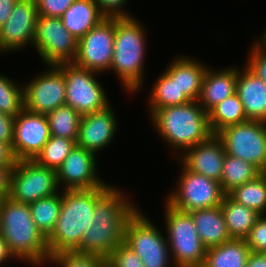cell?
<instances>
[{
  "mask_svg": "<svg viewBox=\"0 0 266 267\" xmlns=\"http://www.w3.org/2000/svg\"><path fill=\"white\" fill-rule=\"evenodd\" d=\"M123 196L113 187L96 203L92 224L84 231L76 252L107 259L124 243L126 224L138 209Z\"/></svg>",
  "mask_w": 266,
  "mask_h": 267,
  "instance_id": "6da1fadb",
  "label": "cell"
},
{
  "mask_svg": "<svg viewBox=\"0 0 266 267\" xmlns=\"http://www.w3.org/2000/svg\"><path fill=\"white\" fill-rule=\"evenodd\" d=\"M111 188L109 185L89 190L65 189L55 230L47 238L50 256L79 248L84 231L92 224L96 203Z\"/></svg>",
  "mask_w": 266,
  "mask_h": 267,
  "instance_id": "7a4b0ae2",
  "label": "cell"
},
{
  "mask_svg": "<svg viewBox=\"0 0 266 267\" xmlns=\"http://www.w3.org/2000/svg\"><path fill=\"white\" fill-rule=\"evenodd\" d=\"M0 233L16 258L38 265L49 261L47 239L37 229L29 204L6 197L0 203Z\"/></svg>",
  "mask_w": 266,
  "mask_h": 267,
  "instance_id": "3957f363",
  "label": "cell"
},
{
  "mask_svg": "<svg viewBox=\"0 0 266 267\" xmlns=\"http://www.w3.org/2000/svg\"><path fill=\"white\" fill-rule=\"evenodd\" d=\"M198 103L190 101L150 110L156 130L170 146L186 151L213 135L208 113Z\"/></svg>",
  "mask_w": 266,
  "mask_h": 267,
  "instance_id": "277c9868",
  "label": "cell"
},
{
  "mask_svg": "<svg viewBox=\"0 0 266 267\" xmlns=\"http://www.w3.org/2000/svg\"><path fill=\"white\" fill-rule=\"evenodd\" d=\"M144 31L132 16L115 17L114 51L110 69L116 71L127 91L136 92L141 87L145 54Z\"/></svg>",
  "mask_w": 266,
  "mask_h": 267,
  "instance_id": "5b68a950",
  "label": "cell"
},
{
  "mask_svg": "<svg viewBox=\"0 0 266 267\" xmlns=\"http://www.w3.org/2000/svg\"><path fill=\"white\" fill-rule=\"evenodd\" d=\"M166 228L169 250L176 267H202L207 248L198 236L190 212L180 211L166 201Z\"/></svg>",
  "mask_w": 266,
  "mask_h": 267,
  "instance_id": "8992f818",
  "label": "cell"
},
{
  "mask_svg": "<svg viewBox=\"0 0 266 267\" xmlns=\"http://www.w3.org/2000/svg\"><path fill=\"white\" fill-rule=\"evenodd\" d=\"M56 170L41 166L34 160H19L11 169L9 198L30 204L57 194Z\"/></svg>",
  "mask_w": 266,
  "mask_h": 267,
  "instance_id": "52a82bcc",
  "label": "cell"
},
{
  "mask_svg": "<svg viewBox=\"0 0 266 267\" xmlns=\"http://www.w3.org/2000/svg\"><path fill=\"white\" fill-rule=\"evenodd\" d=\"M225 152L254 164L261 172L266 168V122L248 120L227 126L217 133Z\"/></svg>",
  "mask_w": 266,
  "mask_h": 267,
  "instance_id": "ba28073f",
  "label": "cell"
},
{
  "mask_svg": "<svg viewBox=\"0 0 266 267\" xmlns=\"http://www.w3.org/2000/svg\"><path fill=\"white\" fill-rule=\"evenodd\" d=\"M139 209L128 220L124 243L139 256L144 267H167L169 244L162 233Z\"/></svg>",
  "mask_w": 266,
  "mask_h": 267,
  "instance_id": "9c48e42d",
  "label": "cell"
},
{
  "mask_svg": "<svg viewBox=\"0 0 266 267\" xmlns=\"http://www.w3.org/2000/svg\"><path fill=\"white\" fill-rule=\"evenodd\" d=\"M56 66L65 76V105L75 109L81 115L101 111L109 106L101 84L93 77L97 72L81 68L74 63Z\"/></svg>",
  "mask_w": 266,
  "mask_h": 267,
  "instance_id": "30bf717a",
  "label": "cell"
},
{
  "mask_svg": "<svg viewBox=\"0 0 266 267\" xmlns=\"http://www.w3.org/2000/svg\"><path fill=\"white\" fill-rule=\"evenodd\" d=\"M33 45L49 67L73 63L78 41L63 26L61 18L38 15Z\"/></svg>",
  "mask_w": 266,
  "mask_h": 267,
  "instance_id": "8fae6325",
  "label": "cell"
},
{
  "mask_svg": "<svg viewBox=\"0 0 266 267\" xmlns=\"http://www.w3.org/2000/svg\"><path fill=\"white\" fill-rule=\"evenodd\" d=\"M182 169L179 189L167 198L171 206L185 212L221 206L226 194L220 182L190 171L184 165Z\"/></svg>",
  "mask_w": 266,
  "mask_h": 267,
  "instance_id": "7c38bea8",
  "label": "cell"
},
{
  "mask_svg": "<svg viewBox=\"0 0 266 267\" xmlns=\"http://www.w3.org/2000/svg\"><path fill=\"white\" fill-rule=\"evenodd\" d=\"M115 17H106L78 40L74 64L94 72L109 70L113 61Z\"/></svg>",
  "mask_w": 266,
  "mask_h": 267,
  "instance_id": "4fadbf2b",
  "label": "cell"
},
{
  "mask_svg": "<svg viewBox=\"0 0 266 267\" xmlns=\"http://www.w3.org/2000/svg\"><path fill=\"white\" fill-rule=\"evenodd\" d=\"M41 74L24 86V108L32 113L47 115L65 105V76L56 65Z\"/></svg>",
  "mask_w": 266,
  "mask_h": 267,
  "instance_id": "5bb4252c",
  "label": "cell"
},
{
  "mask_svg": "<svg viewBox=\"0 0 266 267\" xmlns=\"http://www.w3.org/2000/svg\"><path fill=\"white\" fill-rule=\"evenodd\" d=\"M50 136L47 116L32 113L24 108L14 120L11 147L16 160H33Z\"/></svg>",
  "mask_w": 266,
  "mask_h": 267,
  "instance_id": "9a60e30c",
  "label": "cell"
},
{
  "mask_svg": "<svg viewBox=\"0 0 266 267\" xmlns=\"http://www.w3.org/2000/svg\"><path fill=\"white\" fill-rule=\"evenodd\" d=\"M38 9L35 0H18L9 19L0 28V51L21 49L33 44Z\"/></svg>",
  "mask_w": 266,
  "mask_h": 267,
  "instance_id": "2e32d148",
  "label": "cell"
},
{
  "mask_svg": "<svg viewBox=\"0 0 266 267\" xmlns=\"http://www.w3.org/2000/svg\"><path fill=\"white\" fill-rule=\"evenodd\" d=\"M95 154L75 145L70 154L57 169L58 186L63 181L66 190H89L108 187L96 174Z\"/></svg>",
  "mask_w": 266,
  "mask_h": 267,
  "instance_id": "e0dca14e",
  "label": "cell"
},
{
  "mask_svg": "<svg viewBox=\"0 0 266 267\" xmlns=\"http://www.w3.org/2000/svg\"><path fill=\"white\" fill-rule=\"evenodd\" d=\"M184 153L185 155L180 158L188 170L220 182L226 152L217 134H213L208 140L187 149Z\"/></svg>",
  "mask_w": 266,
  "mask_h": 267,
  "instance_id": "ac0fdd59",
  "label": "cell"
},
{
  "mask_svg": "<svg viewBox=\"0 0 266 267\" xmlns=\"http://www.w3.org/2000/svg\"><path fill=\"white\" fill-rule=\"evenodd\" d=\"M116 124L110 105L101 111L82 115L76 145L95 154L113 139Z\"/></svg>",
  "mask_w": 266,
  "mask_h": 267,
  "instance_id": "d6986e66",
  "label": "cell"
},
{
  "mask_svg": "<svg viewBox=\"0 0 266 267\" xmlns=\"http://www.w3.org/2000/svg\"><path fill=\"white\" fill-rule=\"evenodd\" d=\"M237 73L236 93L247 119L266 122V83L247 66Z\"/></svg>",
  "mask_w": 266,
  "mask_h": 267,
  "instance_id": "ffe728a7",
  "label": "cell"
},
{
  "mask_svg": "<svg viewBox=\"0 0 266 267\" xmlns=\"http://www.w3.org/2000/svg\"><path fill=\"white\" fill-rule=\"evenodd\" d=\"M237 73L238 70L234 68L214 72L207 67L198 100L199 105L207 113L224 99L236 93Z\"/></svg>",
  "mask_w": 266,
  "mask_h": 267,
  "instance_id": "44dd1931",
  "label": "cell"
},
{
  "mask_svg": "<svg viewBox=\"0 0 266 267\" xmlns=\"http://www.w3.org/2000/svg\"><path fill=\"white\" fill-rule=\"evenodd\" d=\"M190 214L198 236L207 249L231 240L221 206L194 210Z\"/></svg>",
  "mask_w": 266,
  "mask_h": 267,
  "instance_id": "7402d4cb",
  "label": "cell"
},
{
  "mask_svg": "<svg viewBox=\"0 0 266 267\" xmlns=\"http://www.w3.org/2000/svg\"><path fill=\"white\" fill-rule=\"evenodd\" d=\"M60 18L63 26L78 41L106 16L94 0H75Z\"/></svg>",
  "mask_w": 266,
  "mask_h": 267,
  "instance_id": "603a6c76",
  "label": "cell"
},
{
  "mask_svg": "<svg viewBox=\"0 0 266 267\" xmlns=\"http://www.w3.org/2000/svg\"><path fill=\"white\" fill-rule=\"evenodd\" d=\"M189 58H178L168 66L165 73L176 81L180 90L191 101H198L207 67Z\"/></svg>",
  "mask_w": 266,
  "mask_h": 267,
  "instance_id": "cb8c5ba5",
  "label": "cell"
},
{
  "mask_svg": "<svg viewBox=\"0 0 266 267\" xmlns=\"http://www.w3.org/2000/svg\"><path fill=\"white\" fill-rule=\"evenodd\" d=\"M250 253L245 239H231L208 248L202 267H246Z\"/></svg>",
  "mask_w": 266,
  "mask_h": 267,
  "instance_id": "d4e9b609",
  "label": "cell"
},
{
  "mask_svg": "<svg viewBox=\"0 0 266 267\" xmlns=\"http://www.w3.org/2000/svg\"><path fill=\"white\" fill-rule=\"evenodd\" d=\"M221 210L231 239H245L261 216L255 210L234 201L228 194L223 198Z\"/></svg>",
  "mask_w": 266,
  "mask_h": 267,
  "instance_id": "484cf974",
  "label": "cell"
},
{
  "mask_svg": "<svg viewBox=\"0 0 266 267\" xmlns=\"http://www.w3.org/2000/svg\"><path fill=\"white\" fill-rule=\"evenodd\" d=\"M211 131L217 134L227 126L248 121L237 93L227 97L208 112Z\"/></svg>",
  "mask_w": 266,
  "mask_h": 267,
  "instance_id": "4316f807",
  "label": "cell"
},
{
  "mask_svg": "<svg viewBox=\"0 0 266 267\" xmlns=\"http://www.w3.org/2000/svg\"><path fill=\"white\" fill-rule=\"evenodd\" d=\"M261 173L254 164L226 154L220 180L222 191L228 194L235 187L255 179Z\"/></svg>",
  "mask_w": 266,
  "mask_h": 267,
  "instance_id": "83f0119b",
  "label": "cell"
},
{
  "mask_svg": "<svg viewBox=\"0 0 266 267\" xmlns=\"http://www.w3.org/2000/svg\"><path fill=\"white\" fill-rule=\"evenodd\" d=\"M62 202V194H54L29 204L37 229L47 239L55 230Z\"/></svg>",
  "mask_w": 266,
  "mask_h": 267,
  "instance_id": "f1b7e54d",
  "label": "cell"
},
{
  "mask_svg": "<svg viewBox=\"0 0 266 267\" xmlns=\"http://www.w3.org/2000/svg\"><path fill=\"white\" fill-rule=\"evenodd\" d=\"M228 195L236 202L255 210L260 215L266 212V173L235 187Z\"/></svg>",
  "mask_w": 266,
  "mask_h": 267,
  "instance_id": "f546056e",
  "label": "cell"
},
{
  "mask_svg": "<svg viewBox=\"0 0 266 267\" xmlns=\"http://www.w3.org/2000/svg\"><path fill=\"white\" fill-rule=\"evenodd\" d=\"M50 134L77 141L82 115L70 106L57 107L47 115Z\"/></svg>",
  "mask_w": 266,
  "mask_h": 267,
  "instance_id": "4dcf8cb0",
  "label": "cell"
},
{
  "mask_svg": "<svg viewBox=\"0 0 266 267\" xmlns=\"http://www.w3.org/2000/svg\"><path fill=\"white\" fill-rule=\"evenodd\" d=\"M191 100L180 90L176 81H173L165 72L154 85L150 96L151 110H158L174 105H182Z\"/></svg>",
  "mask_w": 266,
  "mask_h": 267,
  "instance_id": "1f68e13d",
  "label": "cell"
},
{
  "mask_svg": "<svg viewBox=\"0 0 266 267\" xmlns=\"http://www.w3.org/2000/svg\"><path fill=\"white\" fill-rule=\"evenodd\" d=\"M75 145L76 142L72 139L51 135L33 160L41 166L57 171Z\"/></svg>",
  "mask_w": 266,
  "mask_h": 267,
  "instance_id": "d6a6232c",
  "label": "cell"
},
{
  "mask_svg": "<svg viewBox=\"0 0 266 267\" xmlns=\"http://www.w3.org/2000/svg\"><path fill=\"white\" fill-rule=\"evenodd\" d=\"M24 109V87L0 75V112L16 117Z\"/></svg>",
  "mask_w": 266,
  "mask_h": 267,
  "instance_id": "836d02e7",
  "label": "cell"
},
{
  "mask_svg": "<svg viewBox=\"0 0 266 267\" xmlns=\"http://www.w3.org/2000/svg\"><path fill=\"white\" fill-rule=\"evenodd\" d=\"M50 261L61 267H104L106 259L97 254L63 251L50 256Z\"/></svg>",
  "mask_w": 266,
  "mask_h": 267,
  "instance_id": "e575fe53",
  "label": "cell"
},
{
  "mask_svg": "<svg viewBox=\"0 0 266 267\" xmlns=\"http://www.w3.org/2000/svg\"><path fill=\"white\" fill-rule=\"evenodd\" d=\"M108 267H144L139 256L125 243L120 244L106 259Z\"/></svg>",
  "mask_w": 266,
  "mask_h": 267,
  "instance_id": "d590c367",
  "label": "cell"
},
{
  "mask_svg": "<svg viewBox=\"0 0 266 267\" xmlns=\"http://www.w3.org/2000/svg\"><path fill=\"white\" fill-rule=\"evenodd\" d=\"M252 252L266 253V217L261 215L245 238Z\"/></svg>",
  "mask_w": 266,
  "mask_h": 267,
  "instance_id": "8d00e7d4",
  "label": "cell"
},
{
  "mask_svg": "<svg viewBox=\"0 0 266 267\" xmlns=\"http://www.w3.org/2000/svg\"><path fill=\"white\" fill-rule=\"evenodd\" d=\"M38 15L60 18L75 0H35Z\"/></svg>",
  "mask_w": 266,
  "mask_h": 267,
  "instance_id": "74e56055",
  "label": "cell"
},
{
  "mask_svg": "<svg viewBox=\"0 0 266 267\" xmlns=\"http://www.w3.org/2000/svg\"><path fill=\"white\" fill-rule=\"evenodd\" d=\"M247 67L266 83V52L252 48Z\"/></svg>",
  "mask_w": 266,
  "mask_h": 267,
  "instance_id": "f35d334b",
  "label": "cell"
},
{
  "mask_svg": "<svg viewBox=\"0 0 266 267\" xmlns=\"http://www.w3.org/2000/svg\"><path fill=\"white\" fill-rule=\"evenodd\" d=\"M94 2L106 17H130L123 9H120L127 0H94Z\"/></svg>",
  "mask_w": 266,
  "mask_h": 267,
  "instance_id": "ab89813d",
  "label": "cell"
},
{
  "mask_svg": "<svg viewBox=\"0 0 266 267\" xmlns=\"http://www.w3.org/2000/svg\"><path fill=\"white\" fill-rule=\"evenodd\" d=\"M15 117L0 112V141L12 145Z\"/></svg>",
  "mask_w": 266,
  "mask_h": 267,
  "instance_id": "60d3db41",
  "label": "cell"
},
{
  "mask_svg": "<svg viewBox=\"0 0 266 267\" xmlns=\"http://www.w3.org/2000/svg\"><path fill=\"white\" fill-rule=\"evenodd\" d=\"M15 165H0V203L9 197V183L11 169Z\"/></svg>",
  "mask_w": 266,
  "mask_h": 267,
  "instance_id": "b9f144b4",
  "label": "cell"
},
{
  "mask_svg": "<svg viewBox=\"0 0 266 267\" xmlns=\"http://www.w3.org/2000/svg\"><path fill=\"white\" fill-rule=\"evenodd\" d=\"M16 161L11 145L0 141V165H15Z\"/></svg>",
  "mask_w": 266,
  "mask_h": 267,
  "instance_id": "7bdbcfd3",
  "label": "cell"
},
{
  "mask_svg": "<svg viewBox=\"0 0 266 267\" xmlns=\"http://www.w3.org/2000/svg\"><path fill=\"white\" fill-rule=\"evenodd\" d=\"M18 0H0V28L9 19Z\"/></svg>",
  "mask_w": 266,
  "mask_h": 267,
  "instance_id": "ee69618b",
  "label": "cell"
},
{
  "mask_svg": "<svg viewBox=\"0 0 266 267\" xmlns=\"http://www.w3.org/2000/svg\"><path fill=\"white\" fill-rule=\"evenodd\" d=\"M246 267H266V253L251 251Z\"/></svg>",
  "mask_w": 266,
  "mask_h": 267,
  "instance_id": "f6af8a7d",
  "label": "cell"
},
{
  "mask_svg": "<svg viewBox=\"0 0 266 267\" xmlns=\"http://www.w3.org/2000/svg\"><path fill=\"white\" fill-rule=\"evenodd\" d=\"M12 257L15 258V256L11 253L4 237L0 233V263H3V261Z\"/></svg>",
  "mask_w": 266,
  "mask_h": 267,
  "instance_id": "bcb514c9",
  "label": "cell"
},
{
  "mask_svg": "<svg viewBox=\"0 0 266 267\" xmlns=\"http://www.w3.org/2000/svg\"><path fill=\"white\" fill-rule=\"evenodd\" d=\"M264 37L262 38V43H260L259 41H256V43L254 44V46L258 49V50H260V51H262V52H266V30H265V32H264Z\"/></svg>",
  "mask_w": 266,
  "mask_h": 267,
  "instance_id": "7dc6e473",
  "label": "cell"
}]
</instances>
